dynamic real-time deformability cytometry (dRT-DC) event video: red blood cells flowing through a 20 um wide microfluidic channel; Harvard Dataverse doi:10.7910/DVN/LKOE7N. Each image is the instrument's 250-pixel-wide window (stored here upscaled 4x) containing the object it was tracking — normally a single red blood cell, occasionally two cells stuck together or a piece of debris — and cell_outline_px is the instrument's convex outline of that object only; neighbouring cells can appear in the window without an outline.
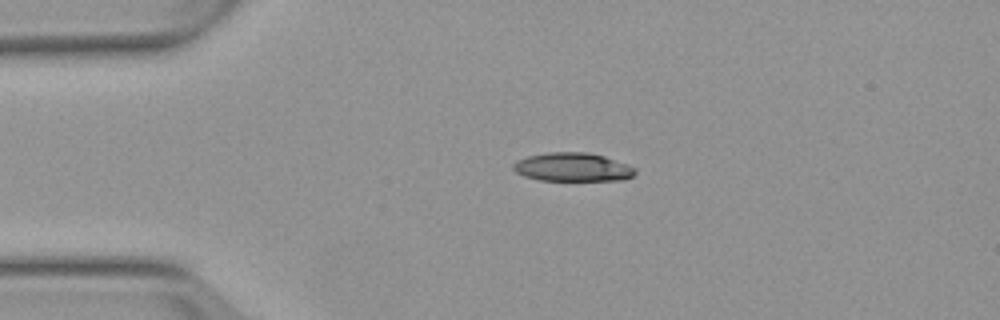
{"species": "Egyptian fruit bat (a non-hibernating species)", "species_latin": "Rousettus aegyptiacus", "temperature_condition": "warm", "stored_images_in_passage": 3, "camera_frame_rate_fps": 3000, "um_per_image_px": 0.085, "animal": {"sex": "female"}, "frame": {"image": 1, "passage_image": 2, "time_ms": 2.0, "image_size_px": [1000, 320], "cell_outline_px": [[636, 172], [632, 176], [620, 180], [540, 180], [524, 176], [516, 172], [512, 168], [512, 164], [516, 160], [528, 156], [548, 152], [588, 152], [604, 156], [628, 164], [636, 168]], "centroid_in_image_um": [48.66, 14.2], "position_along_channel_um": 36.3, "area_um2": 20.35}}